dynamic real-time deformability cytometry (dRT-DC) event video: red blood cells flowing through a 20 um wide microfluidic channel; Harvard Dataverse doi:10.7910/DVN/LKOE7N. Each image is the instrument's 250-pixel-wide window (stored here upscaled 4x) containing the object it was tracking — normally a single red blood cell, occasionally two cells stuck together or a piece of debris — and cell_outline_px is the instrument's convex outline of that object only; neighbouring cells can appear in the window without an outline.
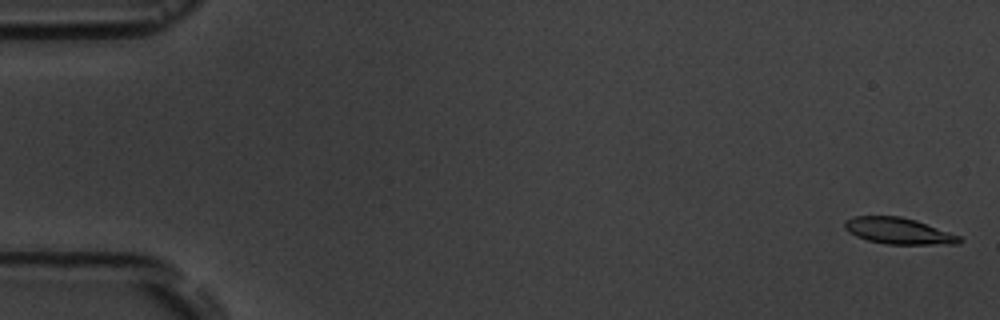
{"species": "common noctule bat (a hibernating species)", "species_latin": "Nyctalus noctula", "temperature_condition": "room temperature", "stored_images_in_passage": 7, "camera_frame_rate_fps": 3000, "um_per_image_px": 0.085, "animal": {"sex": "male", "body_mass_g": 19.5, "forearm_length_mm": 54.6}, "frame": {"image": 1, "passage_image": 1, "time_ms": 0.0, "image_size_px": [1000, 320], "cell_outline_px": [[964, 240], [960, 244], [888, 244], [868, 240], [856, 236], [848, 232], [844, 228], [844, 220], [856, 216], [900, 216], [916, 220], [960, 236]], "centroid_in_image_um": [76.38, 19.63], "position_along_channel_um": 8.6, "area_um2": 17.57}}
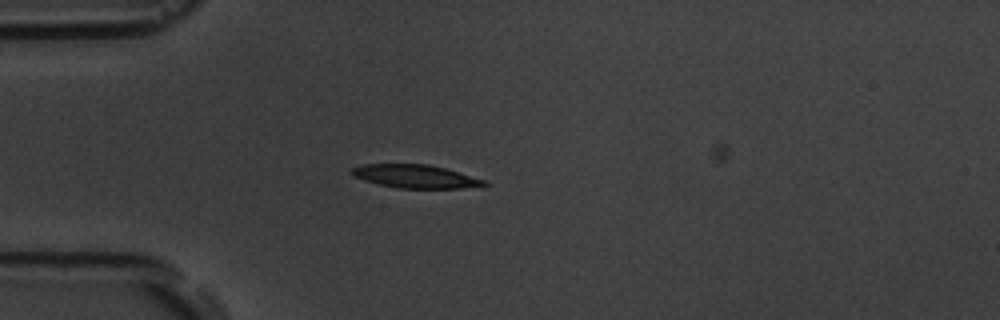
{"frame": {"image": 2, "passage_image": 5, "time_ms": 4.667, "image_size_px": [1000, 320], "cell_outline_px": [[488, 184], [460, 188], [396, 188], [380, 184], [356, 176], [352, 172], [352, 168], [360, 164], [428, 164], [444, 168], [488, 180]], "centroid_in_image_um": [35.36, 14.98], "position_along_channel_um": 49.6, "area_um2": 17.63}}